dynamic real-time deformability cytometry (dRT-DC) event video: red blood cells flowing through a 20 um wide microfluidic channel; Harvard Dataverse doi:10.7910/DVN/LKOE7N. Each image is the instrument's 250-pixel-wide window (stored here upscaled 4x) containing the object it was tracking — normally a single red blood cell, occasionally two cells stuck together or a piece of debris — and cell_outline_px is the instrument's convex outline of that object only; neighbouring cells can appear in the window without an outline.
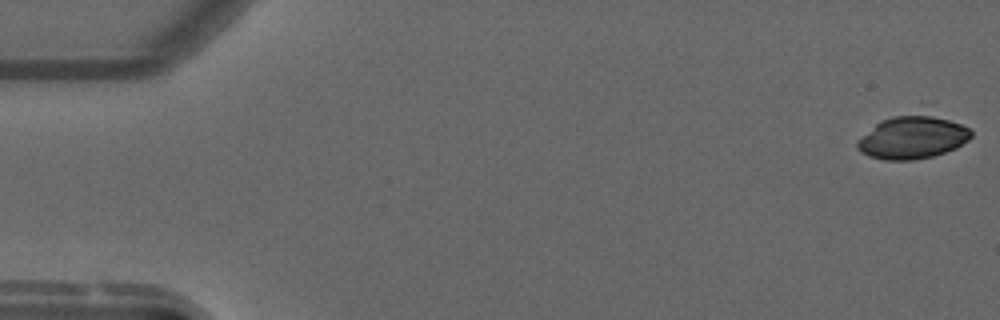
{"species": "common noctule bat (a hibernating species)", "species_latin": "Nyctalus noctula", "temperature_condition": "warm", "stored_images_in_passage": 53, "camera_frame_rate_fps": 3000, "um_per_image_px": 0.085, "animal": {"sex": "male", "forearm_length_mm": 52.5}, "frame": {"image": 1, "passage_image": 1, "time_ms": 0.0, "image_size_px": [1000, 320], "cell_outline_px": [[972, 136], [968, 140], [956, 148], [932, 156], [912, 160], [884, 160], [868, 156], [860, 152], [856, 148], [856, 144], [880, 120], [920, 100], [968, 128], [972, 132]], "centroid_in_image_um": [77.64, 11.44], "position_along_channel_um": 7.4, "area_um2": 31.56}}
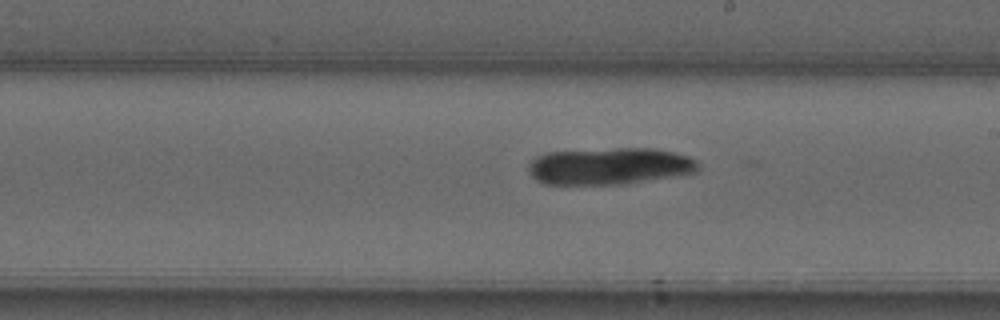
{"frame": {"image": 2, "passage_image": 31, "time_ms": 10.0, "image_size_px": [1000, 320], "cell_outline_px": [[700, 168], [696, 172], [620, 184], [544, 184], [536, 180], [528, 172], [528, 164], [536, 156], [548, 152], [616, 148], [652, 148], [676, 152], [688, 156], [696, 160], [700, 164]], "centroid_in_image_um": [51.79, 14.11], "position_along_channel_um": 237.2, "area_um2": 36.41}}
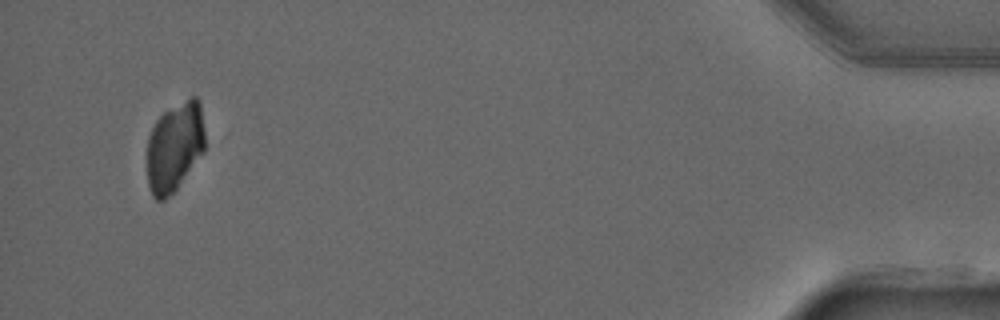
{"frame": {"image": 3, "passage_image": 52, "time_ms": 17.0, "image_size_px": [1000, 320], "cell_outline_px": [[204, 152], [176, 188], [164, 200], [156, 200], [152, 196], [148, 184], [148, 136], [156, 120], [164, 112], [192, 96], [196, 96], [200, 100], [204, 132]], "centroid_in_image_um": [14.85, 12.47], "position_along_channel_um": 420.4, "area_um2": 29.88}}